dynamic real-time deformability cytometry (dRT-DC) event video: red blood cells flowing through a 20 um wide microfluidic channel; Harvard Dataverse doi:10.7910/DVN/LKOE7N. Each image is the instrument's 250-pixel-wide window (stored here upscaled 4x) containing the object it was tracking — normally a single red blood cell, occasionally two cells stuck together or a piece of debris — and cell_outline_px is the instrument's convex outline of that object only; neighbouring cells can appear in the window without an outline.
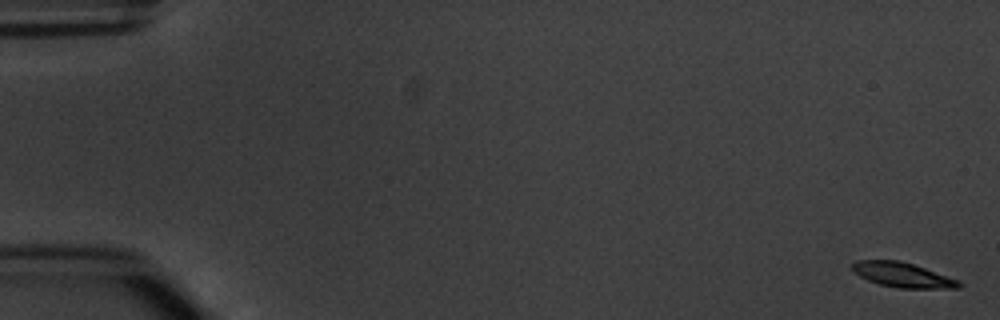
{"species": "common noctule bat (a hibernating species)", "species_latin": "Nyctalus noctula", "temperature_condition": "warm", "stored_images_in_passage": 5, "camera_frame_rate_fps": 3000, "um_per_image_px": 0.085, "animal": {"sex": "male", "body_mass_g": 20.1, "forearm_length_mm": 53.5}, "frame": {"image": 1, "passage_image": 1, "time_ms": 0.0, "image_size_px": [1000, 320], "cell_outline_px": [[964, 284], [960, 288], [900, 288], [880, 284], [868, 280], [852, 272], [852, 264], [856, 260], [900, 260], [960, 280]], "centroid_in_image_um": [76.73, 23.36], "position_along_channel_um": 8.3, "area_um2": 15.37}}
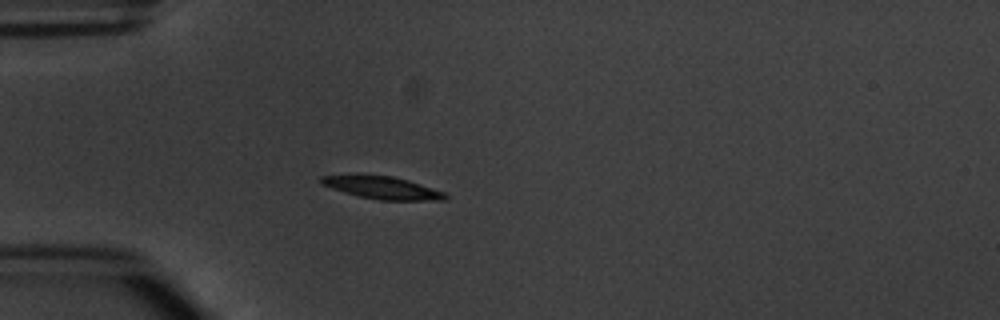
{"frame": {"image": 2, "passage_image": 5, "time_ms": 5.0, "image_size_px": [1000, 320], "cell_outline_px": [[448, 200], [380, 200], [356, 196], [320, 184], [320, 176], [356, 172], [392, 176], [408, 180], [444, 192], [448, 196]], "centroid_in_image_um": [32.4, 15.91], "position_along_channel_um": 52.6, "area_um2": 16.94}}